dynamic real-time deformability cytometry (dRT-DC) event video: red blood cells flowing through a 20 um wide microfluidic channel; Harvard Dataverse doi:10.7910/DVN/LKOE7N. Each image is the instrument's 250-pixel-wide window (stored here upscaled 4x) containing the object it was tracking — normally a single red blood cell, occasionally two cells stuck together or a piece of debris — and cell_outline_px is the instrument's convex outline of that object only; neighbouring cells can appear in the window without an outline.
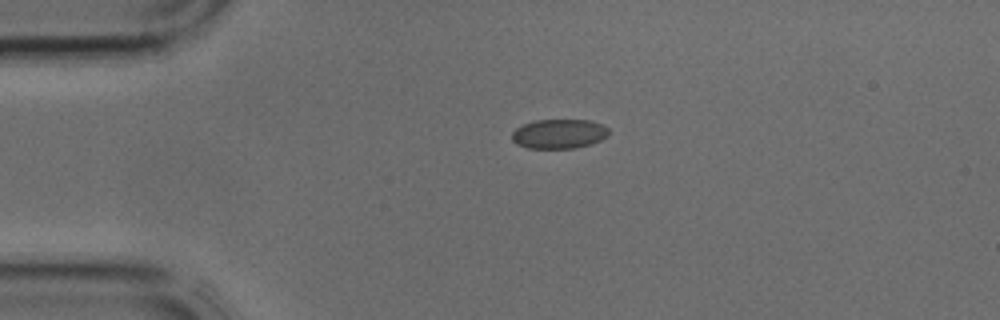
{"species": "common noctule bat (a hibernating species)", "species_latin": "Nyctalus noctula", "temperature_condition": "cold", "stored_images_in_passage": 1, "camera_frame_rate_fps": 3000, "um_per_image_px": 0.085, "animal": {"sex": "male", "body_mass_g": 17.9, "forearm_length_mm": 54.2}, "frame": {"image": 1, "passage_image": 1, "time_ms": 0.0, "image_size_px": [1000, 320], "cell_outline_px": [[608, 136], [600, 140], [576, 148], [528, 148], [516, 144], [512, 140], [512, 132], [516, 128], [524, 124], [536, 120], [588, 120], [600, 124], [608, 128]], "centroid_in_image_um": [47.49, 11.38], "position_along_channel_um": 37.5, "area_um2": 16.47}}